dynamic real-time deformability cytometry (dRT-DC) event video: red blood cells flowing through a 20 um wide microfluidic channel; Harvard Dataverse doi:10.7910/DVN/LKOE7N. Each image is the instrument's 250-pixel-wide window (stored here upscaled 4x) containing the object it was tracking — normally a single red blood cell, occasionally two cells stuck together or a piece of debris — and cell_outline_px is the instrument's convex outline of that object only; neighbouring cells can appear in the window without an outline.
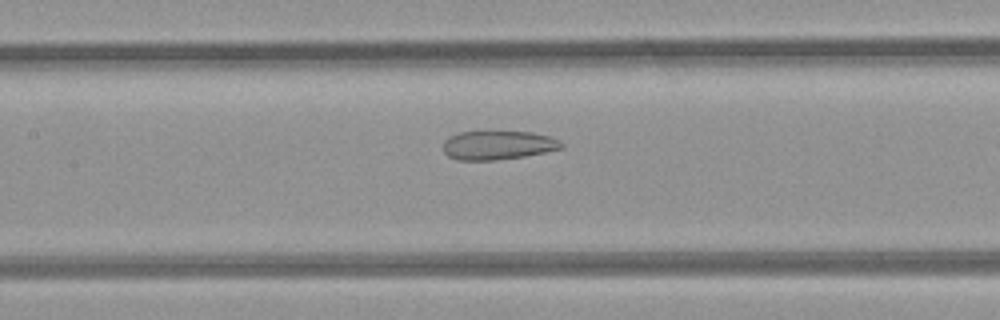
{"species": "common noctule bat (a hibernating species)", "species_latin": "Nyctalus noctula", "temperature_condition": "room temperature", "stored_images_in_passage": 8, "segment_of_instrument_passage": [1, 2], "camera_frame_rate_fps": 3000, "um_per_image_px": 0.085, "animal": {"sex": "female", "body_mass_g": 21.9}, "frame": {"image": 1, "passage_image": 6, "time_ms": 1.667, "image_size_px": [1000, 320], "cell_outline_px": [[564, 148], [524, 156], [496, 160], [456, 160], [448, 156], [444, 152], [444, 140], [448, 136], [460, 132], [532, 132], [548, 136], [564, 144]], "centroid_in_image_um": [42.29, 12.35], "position_along_channel_um": 165.1, "area_um2": 19.77}}